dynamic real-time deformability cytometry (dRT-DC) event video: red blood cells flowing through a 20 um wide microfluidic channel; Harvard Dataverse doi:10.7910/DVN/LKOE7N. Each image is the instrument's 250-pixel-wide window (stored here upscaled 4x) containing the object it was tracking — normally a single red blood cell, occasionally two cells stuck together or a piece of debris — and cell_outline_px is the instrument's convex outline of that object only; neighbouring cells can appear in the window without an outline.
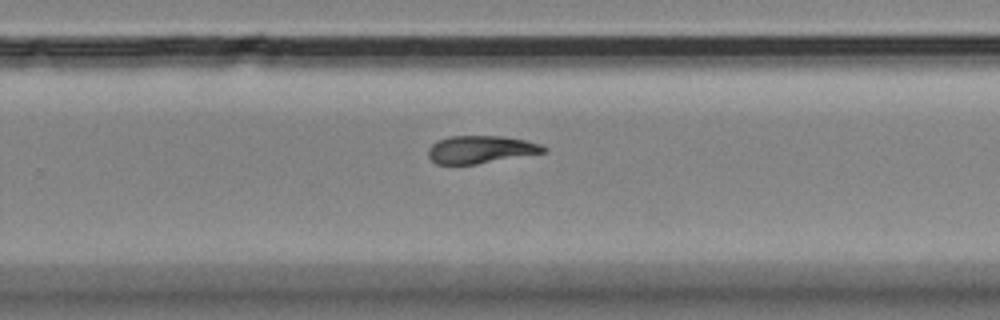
{"species": "Egyptian fruit bat (a non-hibernating species)", "species_latin": "Rousettus aegyptiacus", "temperature_condition": "room temperature", "stored_images_in_passage": 9, "segment_of_instrument_passage": [1, 2], "camera_frame_rate_fps": 3000, "um_per_image_px": 0.085, "animal": {"sex": "female"}, "frame": {"image": 1, "passage_image": 8, "time_ms": 9.333, "image_size_px": [1000, 320], "cell_outline_px": [[548, 148], [544, 152], [476, 164], [436, 164], [428, 156], [428, 148], [436, 140], [448, 136], [504, 136], [524, 140], [540, 144]], "centroid_in_image_um": [40.81, 12.7], "position_along_channel_um": 289.0, "area_um2": 18.5}}